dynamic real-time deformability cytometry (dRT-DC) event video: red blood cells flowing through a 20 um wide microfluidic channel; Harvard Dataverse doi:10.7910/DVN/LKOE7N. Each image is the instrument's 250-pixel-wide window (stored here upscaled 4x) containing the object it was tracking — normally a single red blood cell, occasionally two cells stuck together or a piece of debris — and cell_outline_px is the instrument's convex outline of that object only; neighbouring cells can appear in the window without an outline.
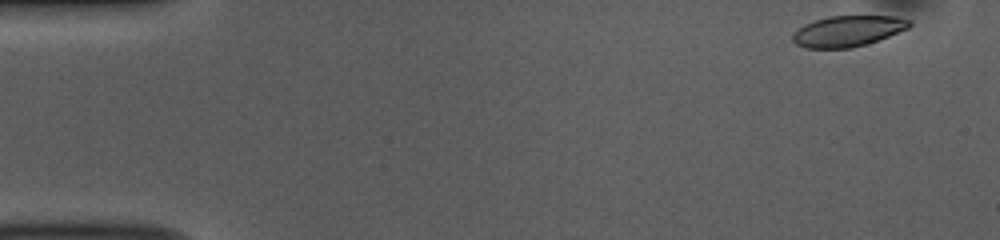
{"species": "common noctule bat (a hibernating species)", "species_latin": "Nyctalus noctula", "temperature_condition": "room temperature", "stored_images_in_passage": 12, "camera_frame_rate_fps": 3000, "um_per_image_px": 0.085, "animal": {"sex": "female", "body_mass_g": 10.0, "forearm_length_mm": 53.1}, "frame": {"image": 1, "passage_image": 1, "time_ms": 0.0, "image_size_px": [1000, 240], "cell_outline_px": [[912, 24], [908, 28], [868, 44], [852, 48], [808, 48], [796, 44], [792, 40], [792, 36], [804, 24], [828, 16], [896, 16], [912, 20]], "centroid_in_image_um": [72.1, 2.64], "position_along_channel_um": 12.9, "area_um2": 20.92}}